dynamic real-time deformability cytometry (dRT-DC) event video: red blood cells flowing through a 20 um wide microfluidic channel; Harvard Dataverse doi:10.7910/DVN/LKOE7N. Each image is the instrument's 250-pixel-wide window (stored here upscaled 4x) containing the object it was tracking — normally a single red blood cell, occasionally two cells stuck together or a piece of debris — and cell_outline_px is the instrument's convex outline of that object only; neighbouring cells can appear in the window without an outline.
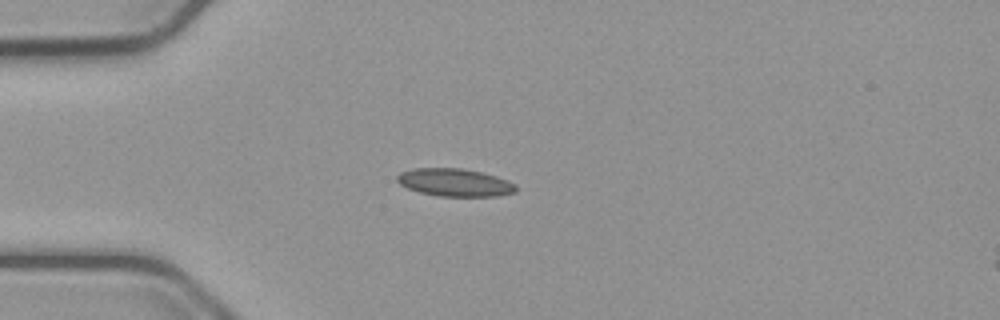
{"species": "common noctule bat (a hibernating species)", "species_latin": "Nyctalus noctula", "temperature_condition": "cold", "stored_images_in_passage": 41, "camera_frame_rate_fps": 3000, "um_per_image_px": 0.085, "animal": {"sex": "male", "body_mass_g": 23.1, "forearm_length_mm": 52.7}, "frame": {"image": 1, "passage_image": 1, "time_ms": 0.0, "image_size_px": [1000, 320], "cell_outline_px": [[516, 192], [496, 196], [440, 196], [420, 192], [408, 188], [400, 184], [396, 180], [396, 176], [400, 172], [412, 168], [460, 168], [480, 172], [496, 176], [508, 180], [516, 184]], "centroid_in_image_um": [38.65, 15.5], "position_along_channel_um": 46.4, "area_um2": 19.19}}
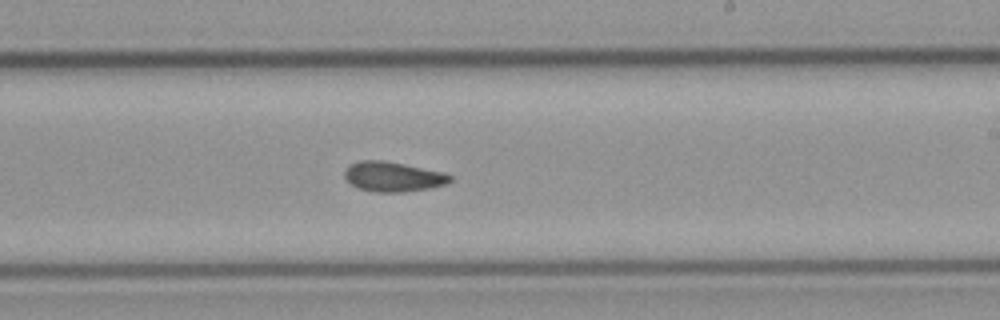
{"frame": {"image": 2, "passage_image": 19, "time_ms": 6.0, "image_size_px": [1000, 320], "cell_outline_px": [[452, 180], [448, 184], [428, 188], [404, 192], [376, 192], [360, 188], [352, 184], [344, 176], [344, 172], [348, 164], [360, 160], [380, 160], [404, 164], [444, 172], [452, 176]], "centroid_in_image_um": [33.42, 15.01], "position_along_channel_um": 255.6, "area_um2": 18.32}}
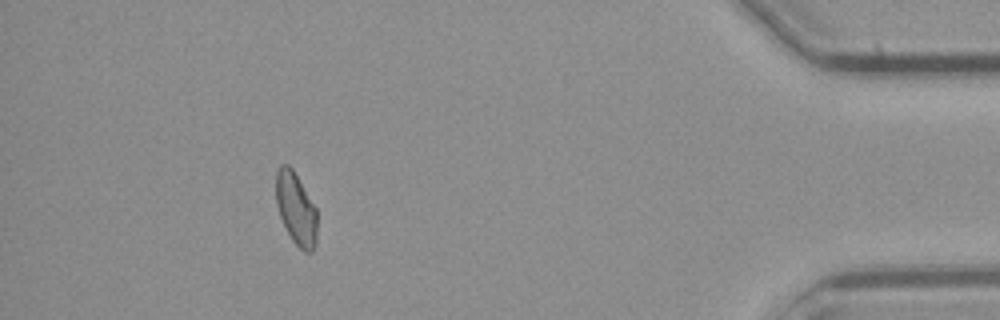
{"frame": {"image": 3, "passage_image": 36, "time_ms": 11.667, "image_size_px": [1000, 320], "cell_outline_px": [[316, 244], [312, 252], [304, 252], [292, 240], [280, 216], [276, 204], [276, 172], [280, 164], [288, 164], [292, 168], [316, 208]], "centroid_in_image_um": [25.15, 17.73], "position_along_channel_um": 410.0, "area_um2": 17.17}, "authors_computed_cell_mechanics": {"area_um2": 17.8602, "velocity_mm_per_s": 3.7646, "shape_relaxation_time_tau1_ms": 8.2033, "shape_relaxation_time_tau2_ms": 2.365, "deformation_change_tau1": 0.1531, "deformation_change_tau2": 0.0694}}